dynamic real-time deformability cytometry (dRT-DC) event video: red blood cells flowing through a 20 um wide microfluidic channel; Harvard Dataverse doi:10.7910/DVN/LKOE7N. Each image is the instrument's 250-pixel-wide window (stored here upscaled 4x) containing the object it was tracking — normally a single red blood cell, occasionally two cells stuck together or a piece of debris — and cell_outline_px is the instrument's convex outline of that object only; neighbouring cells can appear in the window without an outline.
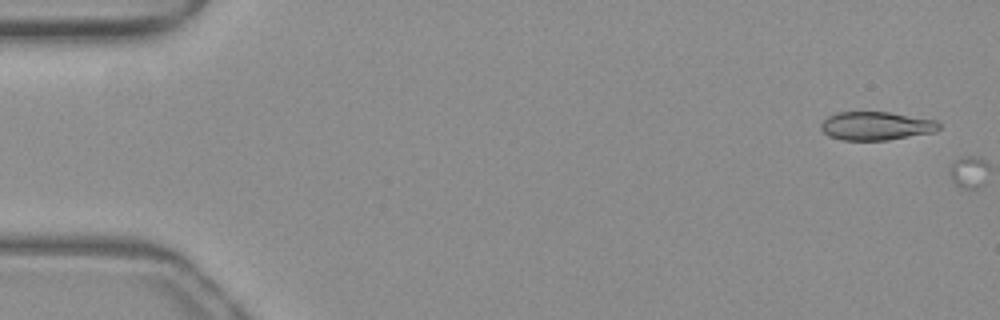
{"species": "common noctule bat (a hibernating species)", "species_latin": "Nyctalus noctula", "temperature_condition": "warm", "stored_images_in_passage": 3, "camera_frame_rate_fps": 3000, "um_per_image_px": 0.085, "animal": {"sex": "female", "body_mass_g": 19.3, "forearm_length_mm": 54.1}, "frame": {"image": 1, "passage_image": 2, "time_ms": 0.333, "image_size_px": [1000, 320], "cell_outline_px": [[940, 128], [936, 132], [888, 140], [844, 140], [828, 136], [820, 128], [820, 124], [828, 116], [836, 112], [888, 112], [936, 120], [940, 124]], "centroid_in_image_um": [74.47, 10.7], "position_along_channel_um": 10.5, "area_um2": 19.65}}